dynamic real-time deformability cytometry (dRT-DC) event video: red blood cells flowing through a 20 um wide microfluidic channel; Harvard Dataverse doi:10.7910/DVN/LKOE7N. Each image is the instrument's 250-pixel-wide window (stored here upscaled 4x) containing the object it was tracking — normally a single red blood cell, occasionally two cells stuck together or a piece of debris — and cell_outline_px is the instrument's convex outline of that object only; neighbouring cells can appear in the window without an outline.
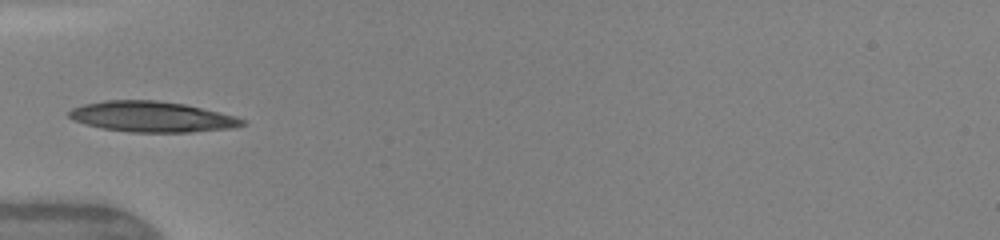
{"species": "human", "species_latin": "Homo sapiens", "temperature_condition": "warm", "stored_images_in_passage": 33, "camera_frame_rate_fps": 3000, "um_per_image_px": 0.085, "donor": {"sex": "female"}, "frame": {"image": 1, "passage_image": 1, "time_ms": 0.0, "image_size_px": [1000, 240], "cell_outline_px": [[248, 124], [232, 128], [192, 132], [128, 132], [100, 128], [84, 124], [72, 120], [68, 116], [68, 112], [72, 108], [84, 104], [104, 100], [156, 100], [184, 104], [220, 112], [236, 116], [244, 120]], "centroid_in_image_um": [12.9, 9.93], "position_along_channel_um": 72.1, "area_um2": 31.1}}
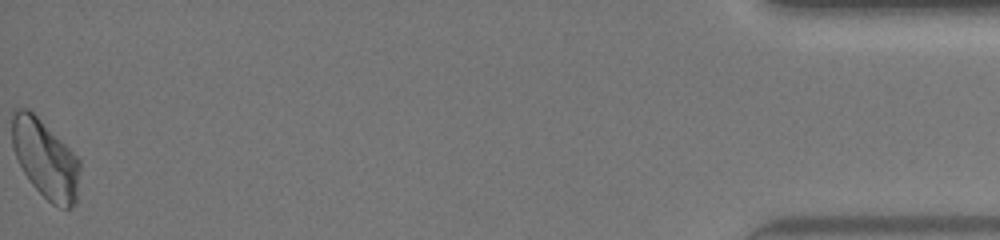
{"frame": {"image": 2, "passage_image": 33, "time_ms": 10.667, "image_size_px": [1000, 240], "cell_outline_px": [[80, 168], [76, 200], [68, 208], [60, 208], [52, 204], [32, 184], [24, 172], [12, 148], [12, 108], [28, 108], [80, 160]], "centroid_in_image_um": [3.83, 13.5], "position_along_channel_um": 431.4, "area_um2": 30.4}, "authors_computed_cell_mechanics": {"area_um2": 29.8826, "velocity_mm_per_s": 4.1778, "shape_relaxation_time_tau1_ms": 4.0024, "shape_relaxation_time_tau2_ms": 1.6351, "deformation_change_tau1": 0.165, "deformation_change_tau2": 0.0954}}